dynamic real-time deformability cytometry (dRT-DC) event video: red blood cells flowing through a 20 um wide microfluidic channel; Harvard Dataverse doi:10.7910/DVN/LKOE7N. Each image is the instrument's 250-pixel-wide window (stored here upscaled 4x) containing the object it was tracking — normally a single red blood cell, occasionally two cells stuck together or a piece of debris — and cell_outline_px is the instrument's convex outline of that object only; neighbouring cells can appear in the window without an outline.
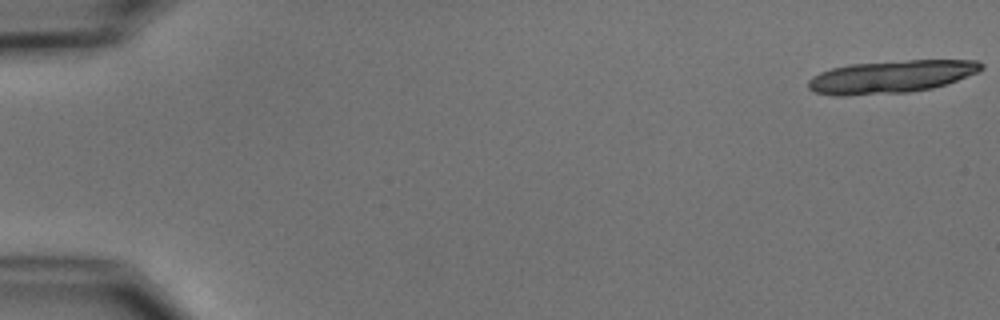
{"species": "common noctule bat (a hibernating species)", "species_latin": "Nyctalus noctula", "temperature_condition": "cold", "stored_images_in_passage": 36, "segment_of_instrument_passage": [1, 2], "camera_frame_rate_fps": 3000, "um_per_image_px": 0.085, "animal": {"sex": "male", "body_mass_g": 15.6}, "frame": {"image": 1, "passage_image": 1, "time_ms": 0.0, "image_size_px": [1000, 320], "cell_outline_px": [[984, 68], [976, 72], [956, 80], [932, 88], [908, 92], [848, 96], [832, 96], [812, 92], [808, 88], [808, 80], [812, 76], [820, 72], [832, 68], [848, 64], [908, 60], [976, 60], [984, 64]], "centroid_in_image_um": [75.67, 6.53], "position_along_channel_um": 9.3, "area_um2": 33.06}}